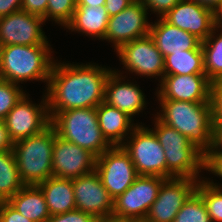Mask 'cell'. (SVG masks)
Masks as SVG:
<instances>
[{
    "mask_svg": "<svg viewBox=\"0 0 222 222\" xmlns=\"http://www.w3.org/2000/svg\"><path fill=\"white\" fill-rule=\"evenodd\" d=\"M96 157L88 150L57 135L52 154L53 177L73 179L95 170Z\"/></svg>",
    "mask_w": 222,
    "mask_h": 222,
    "instance_id": "cell-15",
    "label": "cell"
},
{
    "mask_svg": "<svg viewBox=\"0 0 222 222\" xmlns=\"http://www.w3.org/2000/svg\"><path fill=\"white\" fill-rule=\"evenodd\" d=\"M72 180L77 210L96 218L111 216L114 199L102 185V181L95 170Z\"/></svg>",
    "mask_w": 222,
    "mask_h": 222,
    "instance_id": "cell-17",
    "label": "cell"
},
{
    "mask_svg": "<svg viewBox=\"0 0 222 222\" xmlns=\"http://www.w3.org/2000/svg\"><path fill=\"white\" fill-rule=\"evenodd\" d=\"M24 186L13 150L0 151V201H8Z\"/></svg>",
    "mask_w": 222,
    "mask_h": 222,
    "instance_id": "cell-26",
    "label": "cell"
},
{
    "mask_svg": "<svg viewBox=\"0 0 222 222\" xmlns=\"http://www.w3.org/2000/svg\"><path fill=\"white\" fill-rule=\"evenodd\" d=\"M105 4V0H76V6H94L99 7Z\"/></svg>",
    "mask_w": 222,
    "mask_h": 222,
    "instance_id": "cell-43",
    "label": "cell"
},
{
    "mask_svg": "<svg viewBox=\"0 0 222 222\" xmlns=\"http://www.w3.org/2000/svg\"><path fill=\"white\" fill-rule=\"evenodd\" d=\"M95 171L113 199L129 188L138 177L129 154L122 146H112L97 157Z\"/></svg>",
    "mask_w": 222,
    "mask_h": 222,
    "instance_id": "cell-10",
    "label": "cell"
},
{
    "mask_svg": "<svg viewBox=\"0 0 222 222\" xmlns=\"http://www.w3.org/2000/svg\"><path fill=\"white\" fill-rule=\"evenodd\" d=\"M7 202L33 222H47L51 216L44 194L37 185H25Z\"/></svg>",
    "mask_w": 222,
    "mask_h": 222,
    "instance_id": "cell-24",
    "label": "cell"
},
{
    "mask_svg": "<svg viewBox=\"0 0 222 222\" xmlns=\"http://www.w3.org/2000/svg\"><path fill=\"white\" fill-rule=\"evenodd\" d=\"M222 126L214 127L213 148L209 152H222Z\"/></svg>",
    "mask_w": 222,
    "mask_h": 222,
    "instance_id": "cell-42",
    "label": "cell"
},
{
    "mask_svg": "<svg viewBox=\"0 0 222 222\" xmlns=\"http://www.w3.org/2000/svg\"><path fill=\"white\" fill-rule=\"evenodd\" d=\"M0 222H33L21 215L7 201H0Z\"/></svg>",
    "mask_w": 222,
    "mask_h": 222,
    "instance_id": "cell-35",
    "label": "cell"
},
{
    "mask_svg": "<svg viewBox=\"0 0 222 222\" xmlns=\"http://www.w3.org/2000/svg\"><path fill=\"white\" fill-rule=\"evenodd\" d=\"M150 12L156 13L158 17L164 16L168 11L172 9L181 0H139Z\"/></svg>",
    "mask_w": 222,
    "mask_h": 222,
    "instance_id": "cell-34",
    "label": "cell"
},
{
    "mask_svg": "<svg viewBox=\"0 0 222 222\" xmlns=\"http://www.w3.org/2000/svg\"><path fill=\"white\" fill-rule=\"evenodd\" d=\"M173 222H212L203 199L196 190L185 201Z\"/></svg>",
    "mask_w": 222,
    "mask_h": 222,
    "instance_id": "cell-29",
    "label": "cell"
},
{
    "mask_svg": "<svg viewBox=\"0 0 222 222\" xmlns=\"http://www.w3.org/2000/svg\"><path fill=\"white\" fill-rule=\"evenodd\" d=\"M149 35L163 57L186 50H195L201 41L194 35L166 22L162 17L151 22Z\"/></svg>",
    "mask_w": 222,
    "mask_h": 222,
    "instance_id": "cell-20",
    "label": "cell"
},
{
    "mask_svg": "<svg viewBox=\"0 0 222 222\" xmlns=\"http://www.w3.org/2000/svg\"><path fill=\"white\" fill-rule=\"evenodd\" d=\"M97 218L81 210H73L63 214L52 215L47 222H96Z\"/></svg>",
    "mask_w": 222,
    "mask_h": 222,
    "instance_id": "cell-33",
    "label": "cell"
},
{
    "mask_svg": "<svg viewBox=\"0 0 222 222\" xmlns=\"http://www.w3.org/2000/svg\"><path fill=\"white\" fill-rule=\"evenodd\" d=\"M76 9V0H48L45 22L55 21L65 27L72 19Z\"/></svg>",
    "mask_w": 222,
    "mask_h": 222,
    "instance_id": "cell-30",
    "label": "cell"
},
{
    "mask_svg": "<svg viewBox=\"0 0 222 222\" xmlns=\"http://www.w3.org/2000/svg\"><path fill=\"white\" fill-rule=\"evenodd\" d=\"M158 101L161 110L154 116L161 122L186 136L205 155L213 148L214 128L211 102Z\"/></svg>",
    "mask_w": 222,
    "mask_h": 222,
    "instance_id": "cell-2",
    "label": "cell"
},
{
    "mask_svg": "<svg viewBox=\"0 0 222 222\" xmlns=\"http://www.w3.org/2000/svg\"><path fill=\"white\" fill-rule=\"evenodd\" d=\"M13 142L10 140L4 121L0 120V151L11 150Z\"/></svg>",
    "mask_w": 222,
    "mask_h": 222,
    "instance_id": "cell-40",
    "label": "cell"
},
{
    "mask_svg": "<svg viewBox=\"0 0 222 222\" xmlns=\"http://www.w3.org/2000/svg\"><path fill=\"white\" fill-rule=\"evenodd\" d=\"M210 101L212 105L213 128L222 126V78L211 82Z\"/></svg>",
    "mask_w": 222,
    "mask_h": 222,
    "instance_id": "cell-32",
    "label": "cell"
},
{
    "mask_svg": "<svg viewBox=\"0 0 222 222\" xmlns=\"http://www.w3.org/2000/svg\"><path fill=\"white\" fill-rule=\"evenodd\" d=\"M37 186L44 194L51 216L76 209L72 179L50 177Z\"/></svg>",
    "mask_w": 222,
    "mask_h": 222,
    "instance_id": "cell-23",
    "label": "cell"
},
{
    "mask_svg": "<svg viewBox=\"0 0 222 222\" xmlns=\"http://www.w3.org/2000/svg\"><path fill=\"white\" fill-rule=\"evenodd\" d=\"M96 222H129L128 219L117 218L114 216L97 218Z\"/></svg>",
    "mask_w": 222,
    "mask_h": 222,
    "instance_id": "cell-44",
    "label": "cell"
},
{
    "mask_svg": "<svg viewBox=\"0 0 222 222\" xmlns=\"http://www.w3.org/2000/svg\"><path fill=\"white\" fill-rule=\"evenodd\" d=\"M124 70L136 75L158 78L164 76V57L150 35L123 44L117 51Z\"/></svg>",
    "mask_w": 222,
    "mask_h": 222,
    "instance_id": "cell-11",
    "label": "cell"
},
{
    "mask_svg": "<svg viewBox=\"0 0 222 222\" xmlns=\"http://www.w3.org/2000/svg\"><path fill=\"white\" fill-rule=\"evenodd\" d=\"M205 170L222 178V152H208L205 155Z\"/></svg>",
    "mask_w": 222,
    "mask_h": 222,
    "instance_id": "cell-36",
    "label": "cell"
},
{
    "mask_svg": "<svg viewBox=\"0 0 222 222\" xmlns=\"http://www.w3.org/2000/svg\"><path fill=\"white\" fill-rule=\"evenodd\" d=\"M73 63L53 64L46 89L50 118L61 111L96 108L104 102V87L112 69L96 63Z\"/></svg>",
    "mask_w": 222,
    "mask_h": 222,
    "instance_id": "cell-1",
    "label": "cell"
},
{
    "mask_svg": "<svg viewBox=\"0 0 222 222\" xmlns=\"http://www.w3.org/2000/svg\"><path fill=\"white\" fill-rule=\"evenodd\" d=\"M109 14L105 6H76L71 21L65 28L71 32L85 34L90 38L103 40L107 30Z\"/></svg>",
    "mask_w": 222,
    "mask_h": 222,
    "instance_id": "cell-22",
    "label": "cell"
},
{
    "mask_svg": "<svg viewBox=\"0 0 222 222\" xmlns=\"http://www.w3.org/2000/svg\"><path fill=\"white\" fill-rule=\"evenodd\" d=\"M193 1L200 6L206 7L207 9L212 10L215 14L221 9L222 7V0H190Z\"/></svg>",
    "mask_w": 222,
    "mask_h": 222,
    "instance_id": "cell-41",
    "label": "cell"
},
{
    "mask_svg": "<svg viewBox=\"0 0 222 222\" xmlns=\"http://www.w3.org/2000/svg\"><path fill=\"white\" fill-rule=\"evenodd\" d=\"M55 129L52 125L37 135L13 143L20 177L25 185H38L50 177Z\"/></svg>",
    "mask_w": 222,
    "mask_h": 222,
    "instance_id": "cell-5",
    "label": "cell"
},
{
    "mask_svg": "<svg viewBox=\"0 0 222 222\" xmlns=\"http://www.w3.org/2000/svg\"><path fill=\"white\" fill-rule=\"evenodd\" d=\"M25 93L20 85L0 79V120H4Z\"/></svg>",
    "mask_w": 222,
    "mask_h": 222,
    "instance_id": "cell-31",
    "label": "cell"
},
{
    "mask_svg": "<svg viewBox=\"0 0 222 222\" xmlns=\"http://www.w3.org/2000/svg\"><path fill=\"white\" fill-rule=\"evenodd\" d=\"M119 70H112L104 87V102L125 112L132 119L147 107L145 95L138 84L125 81ZM138 85V86H137Z\"/></svg>",
    "mask_w": 222,
    "mask_h": 222,
    "instance_id": "cell-19",
    "label": "cell"
},
{
    "mask_svg": "<svg viewBox=\"0 0 222 222\" xmlns=\"http://www.w3.org/2000/svg\"><path fill=\"white\" fill-rule=\"evenodd\" d=\"M44 94L40 104L36 105L25 93L4 118L5 128L13 143L37 135L51 125L48 100Z\"/></svg>",
    "mask_w": 222,
    "mask_h": 222,
    "instance_id": "cell-8",
    "label": "cell"
},
{
    "mask_svg": "<svg viewBox=\"0 0 222 222\" xmlns=\"http://www.w3.org/2000/svg\"><path fill=\"white\" fill-rule=\"evenodd\" d=\"M51 45H7L0 55V79L20 85L43 81L48 86L54 57Z\"/></svg>",
    "mask_w": 222,
    "mask_h": 222,
    "instance_id": "cell-3",
    "label": "cell"
},
{
    "mask_svg": "<svg viewBox=\"0 0 222 222\" xmlns=\"http://www.w3.org/2000/svg\"><path fill=\"white\" fill-rule=\"evenodd\" d=\"M96 112L102 135L111 146H121L138 125L125 112L105 102L96 107Z\"/></svg>",
    "mask_w": 222,
    "mask_h": 222,
    "instance_id": "cell-21",
    "label": "cell"
},
{
    "mask_svg": "<svg viewBox=\"0 0 222 222\" xmlns=\"http://www.w3.org/2000/svg\"><path fill=\"white\" fill-rule=\"evenodd\" d=\"M135 0H105V8L109 16L116 15L126 9Z\"/></svg>",
    "mask_w": 222,
    "mask_h": 222,
    "instance_id": "cell-38",
    "label": "cell"
},
{
    "mask_svg": "<svg viewBox=\"0 0 222 222\" xmlns=\"http://www.w3.org/2000/svg\"><path fill=\"white\" fill-rule=\"evenodd\" d=\"M220 28V29H219ZM216 34V31L219 32ZM204 53V70L212 82L222 78V28L216 26L211 34L201 42Z\"/></svg>",
    "mask_w": 222,
    "mask_h": 222,
    "instance_id": "cell-27",
    "label": "cell"
},
{
    "mask_svg": "<svg viewBox=\"0 0 222 222\" xmlns=\"http://www.w3.org/2000/svg\"><path fill=\"white\" fill-rule=\"evenodd\" d=\"M216 26L222 28V7H221V9L216 13Z\"/></svg>",
    "mask_w": 222,
    "mask_h": 222,
    "instance_id": "cell-45",
    "label": "cell"
},
{
    "mask_svg": "<svg viewBox=\"0 0 222 222\" xmlns=\"http://www.w3.org/2000/svg\"><path fill=\"white\" fill-rule=\"evenodd\" d=\"M1 48H2V45H1V42H0V55H1Z\"/></svg>",
    "mask_w": 222,
    "mask_h": 222,
    "instance_id": "cell-47",
    "label": "cell"
},
{
    "mask_svg": "<svg viewBox=\"0 0 222 222\" xmlns=\"http://www.w3.org/2000/svg\"><path fill=\"white\" fill-rule=\"evenodd\" d=\"M159 83L155 94L158 100L211 102V81L206 75H164Z\"/></svg>",
    "mask_w": 222,
    "mask_h": 222,
    "instance_id": "cell-16",
    "label": "cell"
},
{
    "mask_svg": "<svg viewBox=\"0 0 222 222\" xmlns=\"http://www.w3.org/2000/svg\"><path fill=\"white\" fill-rule=\"evenodd\" d=\"M47 3L48 0H22L21 10L43 18L46 15Z\"/></svg>",
    "mask_w": 222,
    "mask_h": 222,
    "instance_id": "cell-37",
    "label": "cell"
},
{
    "mask_svg": "<svg viewBox=\"0 0 222 222\" xmlns=\"http://www.w3.org/2000/svg\"><path fill=\"white\" fill-rule=\"evenodd\" d=\"M206 75L201 44L195 50H186L164 57V75Z\"/></svg>",
    "mask_w": 222,
    "mask_h": 222,
    "instance_id": "cell-25",
    "label": "cell"
},
{
    "mask_svg": "<svg viewBox=\"0 0 222 222\" xmlns=\"http://www.w3.org/2000/svg\"><path fill=\"white\" fill-rule=\"evenodd\" d=\"M22 0H0V18L21 10Z\"/></svg>",
    "mask_w": 222,
    "mask_h": 222,
    "instance_id": "cell-39",
    "label": "cell"
},
{
    "mask_svg": "<svg viewBox=\"0 0 222 222\" xmlns=\"http://www.w3.org/2000/svg\"><path fill=\"white\" fill-rule=\"evenodd\" d=\"M44 18L19 10L0 18V42L7 45H50Z\"/></svg>",
    "mask_w": 222,
    "mask_h": 222,
    "instance_id": "cell-14",
    "label": "cell"
},
{
    "mask_svg": "<svg viewBox=\"0 0 222 222\" xmlns=\"http://www.w3.org/2000/svg\"><path fill=\"white\" fill-rule=\"evenodd\" d=\"M51 125L58 136L88 150L96 158L112 147L102 135L96 108L58 112L51 118Z\"/></svg>",
    "mask_w": 222,
    "mask_h": 222,
    "instance_id": "cell-6",
    "label": "cell"
},
{
    "mask_svg": "<svg viewBox=\"0 0 222 222\" xmlns=\"http://www.w3.org/2000/svg\"><path fill=\"white\" fill-rule=\"evenodd\" d=\"M147 8L135 0L126 9L109 18L103 40L111 42L117 51L123 44L145 37L150 33Z\"/></svg>",
    "mask_w": 222,
    "mask_h": 222,
    "instance_id": "cell-12",
    "label": "cell"
},
{
    "mask_svg": "<svg viewBox=\"0 0 222 222\" xmlns=\"http://www.w3.org/2000/svg\"><path fill=\"white\" fill-rule=\"evenodd\" d=\"M203 178L198 181L196 191L201 195L211 221L222 222V184Z\"/></svg>",
    "mask_w": 222,
    "mask_h": 222,
    "instance_id": "cell-28",
    "label": "cell"
},
{
    "mask_svg": "<svg viewBox=\"0 0 222 222\" xmlns=\"http://www.w3.org/2000/svg\"><path fill=\"white\" fill-rule=\"evenodd\" d=\"M166 178L138 176L132 185L113 200L111 216L132 221L144 220Z\"/></svg>",
    "mask_w": 222,
    "mask_h": 222,
    "instance_id": "cell-9",
    "label": "cell"
},
{
    "mask_svg": "<svg viewBox=\"0 0 222 222\" xmlns=\"http://www.w3.org/2000/svg\"><path fill=\"white\" fill-rule=\"evenodd\" d=\"M127 141V142H126ZM121 145L129 154L138 176H158L167 179L164 150L155 133L138 124Z\"/></svg>",
    "mask_w": 222,
    "mask_h": 222,
    "instance_id": "cell-7",
    "label": "cell"
},
{
    "mask_svg": "<svg viewBox=\"0 0 222 222\" xmlns=\"http://www.w3.org/2000/svg\"><path fill=\"white\" fill-rule=\"evenodd\" d=\"M154 119V128L150 129L164 150L167 179H202L199 173L205 170V154L176 129L164 124L156 116Z\"/></svg>",
    "mask_w": 222,
    "mask_h": 222,
    "instance_id": "cell-4",
    "label": "cell"
},
{
    "mask_svg": "<svg viewBox=\"0 0 222 222\" xmlns=\"http://www.w3.org/2000/svg\"><path fill=\"white\" fill-rule=\"evenodd\" d=\"M162 18L203 42L216 27V14L190 0H181Z\"/></svg>",
    "mask_w": 222,
    "mask_h": 222,
    "instance_id": "cell-18",
    "label": "cell"
},
{
    "mask_svg": "<svg viewBox=\"0 0 222 222\" xmlns=\"http://www.w3.org/2000/svg\"><path fill=\"white\" fill-rule=\"evenodd\" d=\"M129 222H145V221L144 220H137V221L129 220Z\"/></svg>",
    "mask_w": 222,
    "mask_h": 222,
    "instance_id": "cell-46",
    "label": "cell"
},
{
    "mask_svg": "<svg viewBox=\"0 0 222 222\" xmlns=\"http://www.w3.org/2000/svg\"><path fill=\"white\" fill-rule=\"evenodd\" d=\"M193 178L166 179L151 205L145 222H173L185 201L196 190L198 181Z\"/></svg>",
    "mask_w": 222,
    "mask_h": 222,
    "instance_id": "cell-13",
    "label": "cell"
}]
</instances>
